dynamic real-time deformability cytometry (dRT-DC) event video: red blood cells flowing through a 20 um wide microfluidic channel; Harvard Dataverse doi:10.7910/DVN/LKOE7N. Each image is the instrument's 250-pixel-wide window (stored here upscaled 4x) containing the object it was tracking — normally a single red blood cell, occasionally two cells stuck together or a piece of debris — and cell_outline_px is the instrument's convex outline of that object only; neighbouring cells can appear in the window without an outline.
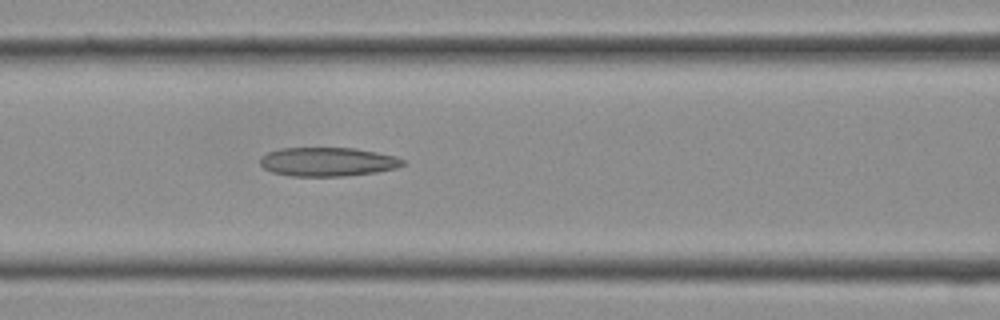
{"species": "Egyptian fruit bat (a non-hibernating species)", "species_latin": "Rousettus aegyptiacus", "temperature_condition": "cold", "stored_images_in_passage": 12, "camera_frame_rate_fps": 3000, "um_per_image_px": 0.085, "frame": {"image": 1, "passage_image": 12, "time_ms": 3.667, "image_size_px": [1000, 320], "cell_outline_px": [[404, 164], [396, 168], [376, 172], [344, 176], [292, 176], [272, 172], [264, 168], [260, 164], [260, 156], [268, 152], [280, 148], [356, 148], [396, 156], [404, 160]], "centroid_in_image_um": [27.84, 13.75], "position_along_channel_um": 138.8, "area_um2": 24.04}}